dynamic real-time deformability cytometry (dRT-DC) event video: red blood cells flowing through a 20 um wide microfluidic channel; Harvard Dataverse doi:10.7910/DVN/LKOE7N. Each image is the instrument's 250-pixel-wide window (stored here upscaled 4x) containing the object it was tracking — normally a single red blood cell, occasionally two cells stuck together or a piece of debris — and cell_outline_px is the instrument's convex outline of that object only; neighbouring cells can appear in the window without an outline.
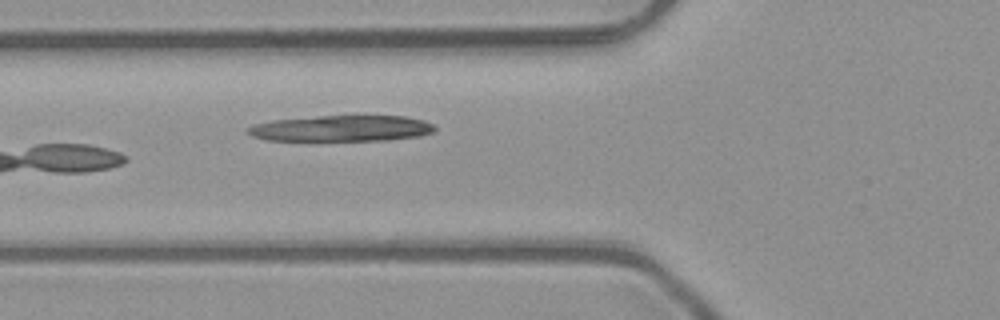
{"species": "common noctule bat (a hibernating species)", "species_latin": "Nyctalus noctula", "temperature_condition": "room temperature", "stored_images_in_passage": 3, "camera_frame_rate_fps": 3000, "um_per_image_px": 0.085, "animal": {"sex": "male", "body_mass_g": 23.1, "forearm_length_mm": 52.7}, "frame": {"image": 1, "passage_image": 3, "time_ms": 0.667, "image_size_px": [1000, 320], "cell_outline_px": [[436, 128], [432, 132], [420, 136], [388, 140], [268, 140], [252, 136], [244, 128], [252, 124], [272, 120], [316, 116], [404, 116], [424, 120], [432, 124]], "centroid_in_image_um": [29.0, 10.91], "position_along_channel_um": 96.8, "area_um2": 28.32}}